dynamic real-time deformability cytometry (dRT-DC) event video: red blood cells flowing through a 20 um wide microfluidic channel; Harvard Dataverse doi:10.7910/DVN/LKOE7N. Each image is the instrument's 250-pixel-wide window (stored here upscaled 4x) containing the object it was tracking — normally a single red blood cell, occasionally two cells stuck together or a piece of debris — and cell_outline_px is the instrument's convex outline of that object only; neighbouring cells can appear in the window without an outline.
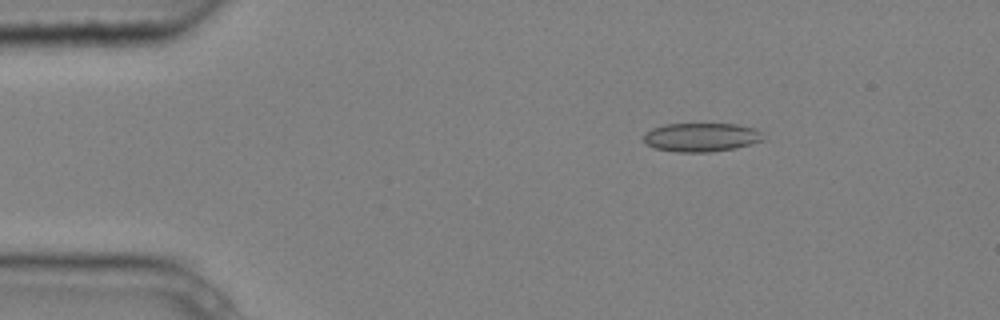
{"species": "common noctule bat (a hibernating species)", "species_latin": "Nyctalus noctula", "temperature_condition": "cold", "stored_images_in_passage": 3, "camera_frame_rate_fps": 3000, "um_per_image_px": 0.085, "animal": {"sex": "male", "body_mass_g": 20.4}, "frame": {"image": 1, "passage_image": 1, "time_ms": 0.0, "image_size_px": [1000, 320], "cell_outline_px": [[764, 140], [736, 148], [708, 152], [676, 152], [656, 148], [648, 144], [644, 140], [644, 132], [652, 128], [664, 124], [736, 124], [756, 128], [760, 132]], "centroid_in_image_um": [59.61, 11.66], "position_along_channel_um": 25.4, "area_um2": 20.0}}